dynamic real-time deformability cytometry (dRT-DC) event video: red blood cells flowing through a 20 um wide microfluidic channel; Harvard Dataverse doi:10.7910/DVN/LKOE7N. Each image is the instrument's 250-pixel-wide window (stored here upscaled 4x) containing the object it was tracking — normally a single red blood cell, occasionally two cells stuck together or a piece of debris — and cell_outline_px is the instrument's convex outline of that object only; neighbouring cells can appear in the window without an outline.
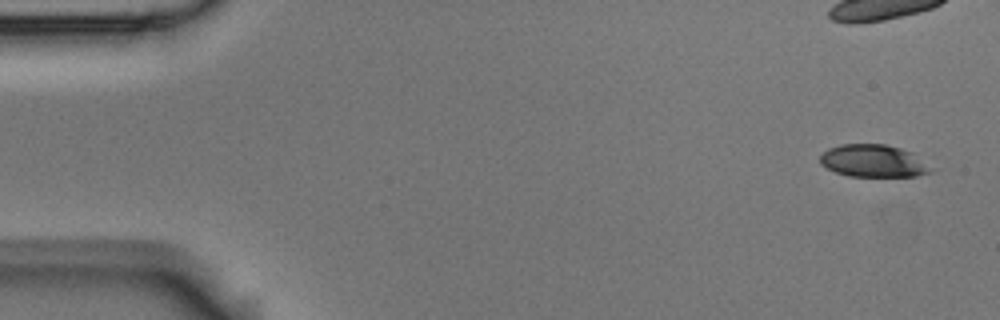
{"species": "Egyptian fruit bat (a non-hibernating species)", "species_latin": "Rousettus aegyptiacus", "temperature_condition": "room temperature", "stored_images_in_passage": 5, "camera_frame_rate_fps": 3000, "um_per_image_px": 0.085, "animal": {"sex": "male"}, "frame": {"image": 1, "passage_image": 1, "time_ms": 0.0, "image_size_px": [1000, 320], "cell_outline_px": [[936, 168], [932, 172], [916, 176], [848, 176], [836, 172], [820, 164], [820, 156], [828, 148], [840, 144], [884, 144], [900, 148], [912, 152]], "centroid_in_image_um": [74.29, 13.68], "position_along_channel_um": 10.7, "area_um2": 21.15}}